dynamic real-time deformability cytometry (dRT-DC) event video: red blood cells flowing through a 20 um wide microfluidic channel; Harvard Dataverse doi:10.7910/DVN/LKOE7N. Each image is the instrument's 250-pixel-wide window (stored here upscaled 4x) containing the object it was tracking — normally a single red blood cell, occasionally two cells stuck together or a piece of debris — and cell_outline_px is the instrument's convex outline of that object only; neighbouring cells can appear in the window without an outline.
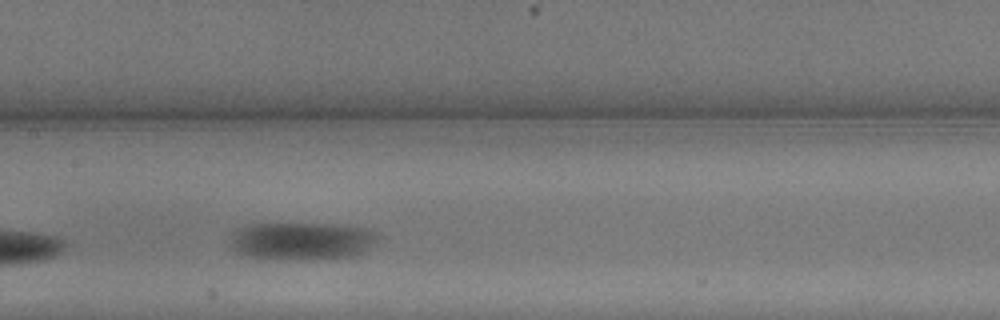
{"species": "common noctule bat (a hibernating species)", "species_latin": "Nyctalus noctula", "temperature_condition": "warm", "stored_images_in_passage": 13, "camera_frame_rate_fps": 3000, "um_per_image_px": 0.085, "animal": {"sex": "male", "body_mass_g": 13.3}, "frame": {"image": 1, "passage_image": 10, "time_ms": 3.0, "image_size_px": [1000, 320], "cell_outline_px": [[376, 236], [372, 244], [364, 252], [352, 256], [320, 260], [288, 260], [240, 256], [228, 244], [236, 228], [248, 224], [320, 224], [356, 228], [372, 232]], "centroid_in_image_um": [25.49, 20.52], "position_along_channel_um": 181.9, "area_um2": 32.31}}
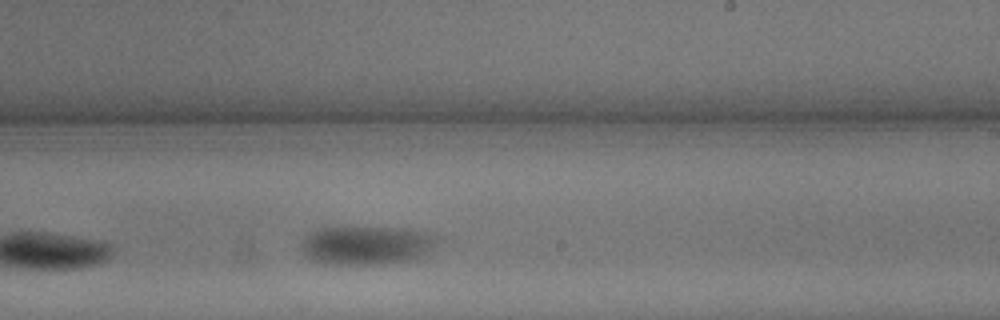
{"frame": {"image": 2, "passage_image": 13, "time_ms": 4.0, "image_size_px": [1000, 320], "cell_outline_px": [[440, 240], [428, 256], [424, 260], [388, 264], [320, 264], [308, 260], [304, 256], [304, 240], [312, 232], [320, 228], [392, 228], [420, 232], [436, 236]], "centroid_in_image_um": [31.25, 20.91], "position_along_channel_um": 257.7, "area_um2": 30.98}}